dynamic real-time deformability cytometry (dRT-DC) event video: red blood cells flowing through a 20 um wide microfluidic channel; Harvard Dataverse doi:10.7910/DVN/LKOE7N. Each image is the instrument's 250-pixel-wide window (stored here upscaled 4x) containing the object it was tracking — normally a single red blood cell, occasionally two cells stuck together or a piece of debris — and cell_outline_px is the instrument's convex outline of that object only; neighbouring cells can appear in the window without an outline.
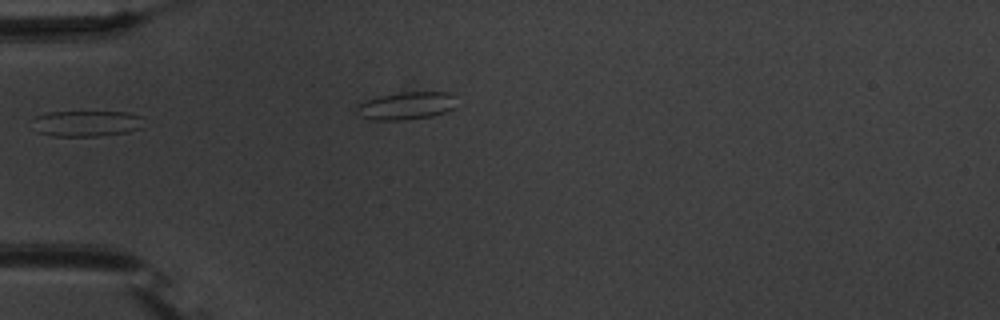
{"species": "common noctule bat (a hibernating species)", "species_latin": "Nyctalus noctula", "temperature_condition": "warm", "stored_images_in_passage": 6, "camera_frame_rate_fps": 3000, "um_per_image_px": 0.085, "animal": {"sex": "male", "body_mass_g": 20.1, "forearm_length_mm": 53.5}, "frame": {"image": 1, "passage_image": 1, "time_ms": 0.0, "image_size_px": [1000, 320], "cell_outline_px": [[144, 128], [128, 132], [100, 136], [52, 136], [36, 132], [36, 116], [48, 112], [128, 112], [144, 116]], "centroid_in_image_um": [7.47, 10.5], "position_along_channel_um": 77.5, "area_um2": 16.99}}